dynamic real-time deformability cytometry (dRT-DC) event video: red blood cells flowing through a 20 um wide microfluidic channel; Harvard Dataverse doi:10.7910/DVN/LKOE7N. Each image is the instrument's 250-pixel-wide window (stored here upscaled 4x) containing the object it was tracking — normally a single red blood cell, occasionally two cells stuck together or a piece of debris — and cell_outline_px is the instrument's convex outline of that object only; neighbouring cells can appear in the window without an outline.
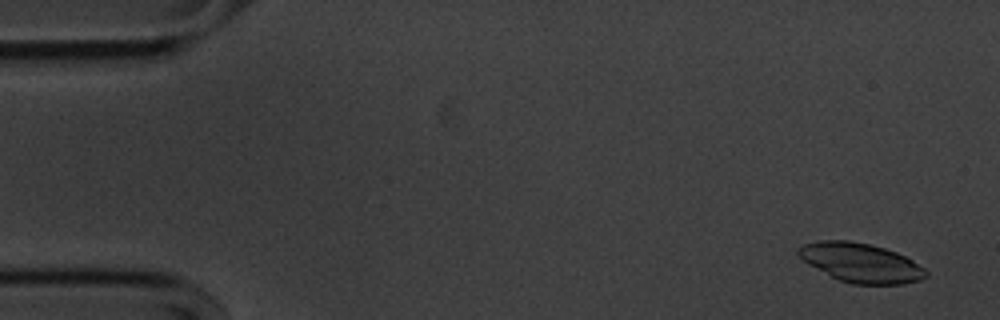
{"species": "common noctule bat (a hibernating species)", "species_latin": "Nyctalus noctula", "temperature_condition": "cold", "stored_images_in_passage": 55, "camera_frame_rate_fps": 3000, "um_per_image_px": 0.085, "animal": {"sex": "male", "body_mass_g": 20.1, "forearm_length_mm": 53.5}, "frame": {"image": 1, "passage_image": 3, "time_ms": 0.667, "image_size_px": [1000, 320], "cell_outline_px": [[928, 276], [920, 280], [904, 284], [852, 284], [840, 280], [808, 264], [796, 252], [796, 248], [804, 244], [820, 240], [848, 240], [868, 244], [884, 248], [896, 252], [912, 260], [924, 268], [928, 272]], "centroid_in_image_um": [73.18, 22.33], "position_along_channel_um": 11.8, "area_um2": 28.96}}